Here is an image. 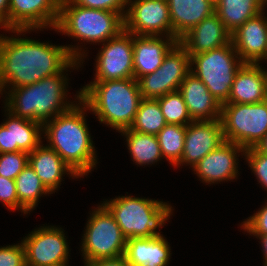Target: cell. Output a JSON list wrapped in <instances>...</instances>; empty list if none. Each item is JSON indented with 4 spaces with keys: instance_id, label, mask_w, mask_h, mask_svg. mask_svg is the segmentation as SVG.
<instances>
[{
    "instance_id": "7bdbcfd3",
    "label": "cell",
    "mask_w": 267,
    "mask_h": 266,
    "mask_svg": "<svg viewBox=\"0 0 267 266\" xmlns=\"http://www.w3.org/2000/svg\"><path fill=\"white\" fill-rule=\"evenodd\" d=\"M55 266H70V265H68V263H65V264H60V265H55Z\"/></svg>"
},
{
    "instance_id": "5bb4252c",
    "label": "cell",
    "mask_w": 267,
    "mask_h": 266,
    "mask_svg": "<svg viewBox=\"0 0 267 266\" xmlns=\"http://www.w3.org/2000/svg\"><path fill=\"white\" fill-rule=\"evenodd\" d=\"M62 0H9L8 30L55 29Z\"/></svg>"
},
{
    "instance_id": "9c48e42d",
    "label": "cell",
    "mask_w": 267,
    "mask_h": 266,
    "mask_svg": "<svg viewBox=\"0 0 267 266\" xmlns=\"http://www.w3.org/2000/svg\"><path fill=\"white\" fill-rule=\"evenodd\" d=\"M84 263L123 256L127 238L109 210L101 203L92 210L82 236Z\"/></svg>"
},
{
    "instance_id": "b9f144b4",
    "label": "cell",
    "mask_w": 267,
    "mask_h": 266,
    "mask_svg": "<svg viewBox=\"0 0 267 266\" xmlns=\"http://www.w3.org/2000/svg\"><path fill=\"white\" fill-rule=\"evenodd\" d=\"M263 73L265 76V87H266V97H267V70H265V68H263Z\"/></svg>"
},
{
    "instance_id": "8d00e7d4",
    "label": "cell",
    "mask_w": 267,
    "mask_h": 266,
    "mask_svg": "<svg viewBox=\"0 0 267 266\" xmlns=\"http://www.w3.org/2000/svg\"><path fill=\"white\" fill-rule=\"evenodd\" d=\"M0 202L12 211L19 210L15 180L0 176Z\"/></svg>"
},
{
    "instance_id": "ee69618b",
    "label": "cell",
    "mask_w": 267,
    "mask_h": 266,
    "mask_svg": "<svg viewBox=\"0 0 267 266\" xmlns=\"http://www.w3.org/2000/svg\"><path fill=\"white\" fill-rule=\"evenodd\" d=\"M267 60V48H266V51H265V61Z\"/></svg>"
},
{
    "instance_id": "4fadbf2b",
    "label": "cell",
    "mask_w": 267,
    "mask_h": 266,
    "mask_svg": "<svg viewBox=\"0 0 267 266\" xmlns=\"http://www.w3.org/2000/svg\"><path fill=\"white\" fill-rule=\"evenodd\" d=\"M96 56L94 81L134 78L133 34L123 30L102 43Z\"/></svg>"
},
{
    "instance_id": "f546056e",
    "label": "cell",
    "mask_w": 267,
    "mask_h": 266,
    "mask_svg": "<svg viewBox=\"0 0 267 266\" xmlns=\"http://www.w3.org/2000/svg\"><path fill=\"white\" fill-rule=\"evenodd\" d=\"M186 126L166 124L156 135L163 158L175 166L182 157L184 148Z\"/></svg>"
},
{
    "instance_id": "4316f807",
    "label": "cell",
    "mask_w": 267,
    "mask_h": 266,
    "mask_svg": "<svg viewBox=\"0 0 267 266\" xmlns=\"http://www.w3.org/2000/svg\"><path fill=\"white\" fill-rule=\"evenodd\" d=\"M119 133L126 137L132 161L137 165H154L163 159L157 136L135 132L129 128L121 130Z\"/></svg>"
},
{
    "instance_id": "ac0fdd59",
    "label": "cell",
    "mask_w": 267,
    "mask_h": 266,
    "mask_svg": "<svg viewBox=\"0 0 267 266\" xmlns=\"http://www.w3.org/2000/svg\"><path fill=\"white\" fill-rule=\"evenodd\" d=\"M6 121L0 124V153L24 151L31 153L43 141V125L18 118L5 109Z\"/></svg>"
},
{
    "instance_id": "8fae6325",
    "label": "cell",
    "mask_w": 267,
    "mask_h": 266,
    "mask_svg": "<svg viewBox=\"0 0 267 266\" xmlns=\"http://www.w3.org/2000/svg\"><path fill=\"white\" fill-rule=\"evenodd\" d=\"M124 30L137 36L173 37L168 1L128 0Z\"/></svg>"
},
{
    "instance_id": "3957f363",
    "label": "cell",
    "mask_w": 267,
    "mask_h": 266,
    "mask_svg": "<svg viewBox=\"0 0 267 266\" xmlns=\"http://www.w3.org/2000/svg\"><path fill=\"white\" fill-rule=\"evenodd\" d=\"M88 110L80 100L69 111L43 125V134L49 143L47 145L55 150L80 178L87 176L98 163L85 119Z\"/></svg>"
},
{
    "instance_id": "d4e9b609",
    "label": "cell",
    "mask_w": 267,
    "mask_h": 266,
    "mask_svg": "<svg viewBox=\"0 0 267 266\" xmlns=\"http://www.w3.org/2000/svg\"><path fill=\"white\" fill-rule=\"evenodd\" d=\"M266 99L263 67L260 64L244 63L236 73L225 103L252 104Z\"/></svg>"
},
{
    "instance_id": "4dcf8cb0",
    "label": "cell",
    "mask_w": 267,
    "mask_h": 266,
    "mask_svg": "<svg viewBox=\"0 0 267 266\" xmlns=\"http://www.w3.org/2000/svg\"><path fill=\"white\" fill-rule=\"evenodd\" d=\"M156 100L159 102L167 124L187 126L193 121L179 91L167 93Z\"/></svg>"
},
{
    "instance_id": "9a60e30c",
    "label": "cell",
    "mask_w": 267,
    "mask_h": 266,
    "mask_svg": "<svg viewBox=\"0 0 267 266\" xmlns=\"http://www.w3.org/2000/svg\"><path fill=\"white\" fill-rule=\"evenodd\" d=\"M224 142L220 119L192 121L186 126L181 160L174 167L187 164L193 168L204 156Z\"/></svg>"
},
{
    "instance_id": "74e56055",
    "label": "cell",
    "mask_w": 267,
    "mask_h": 266,
    "mask_svg": "<svg viewBox=\"0 0 267 266\" xmlns=\"http://www.w3.org/2000/svg\"><path fill=\"white\" fill-rule=\"evenodd\" d=\"M84 266H130L123 256L108 259H99L84 263Z\"/></svg>"
},
{
    "instance_id": "1f68e13d",
    "label": "cell",
    "mask_w": 267,
    "mask_h": 266,
    "mask_svg": "<svg viewBox=\"0 0 267 266\" xmlns=\"http://www.w3.org/2000/svg\"><path fill=\"white\" fill-rule=\"evenodd\" d=\"M29 163V153L24 151L0 153V176L13 179Z\"/></svg>"
},
{
    "instance_id": "e575fe53",
    "label": "cell",
    "mask_w": 267,
    "mask_h": 266,
    "mask_svg": "<svg viewBox=\"0 0 267 266\" xmlns=\"http://www.w3.org/2000/svg\"><path fill=\"white\" fill-rule=\"evenodd\" d=\"M248 218L241 224L244 231L250 235H267V202Z\"/></svg>"
},
{
    "instance_id": "52a82bcc",
    "label": "cell",
    "mask_w": 267,
    "mask_h": 266,
    "mask_svg": "<svg viewBox=\"0 0 267 266\" xmlns=\"http://www.w3.org/2000/svg\"><path fill=\"white\" fill-rule=\"evenodd\" d=\"M243 64L231 41L221 48L192 55L190 72L222 105L228 100L236 73Z\"/></svg>"
},
{
    "instance_id": "2e32d148",
    "label": "cell",
    "mask_w": 267,
    "mask_h": 266,
    "mask_svg": "<svg viewBox=\"0 0 267 266\" xmlns=\"http://www.w3.org/2000/svg\"><path fill=\"white\" fill-rule=\"evenodd\" d=\"M240 152L241 156L245 154V149L239 144L225 141L204 156L192 169L197 177L207 184L234 180L239 174V160L236 157Z\"/></svg>"
},
{
    "instance_id": "ffe728a7",
    "label": "cell",
    "mask_w": 267,
    "mask_h": 266,
    "mask_svg": "<svg viewBox=\"0 0 267 266\" xmlns=\"http://www.w3.org/2000/svg\"><path fill=\"white\" fill-rule=\"evenodd\" d=\"M177 43V40L168 36L133 35L134 78L138 80L159 68L167 53Z\"/></svg>"
},
{
    "instance_id": "ab89813d",
    "label": "cell",
    "mask_w": 267,
    "mask_h": 266,
    "mask_svg": "<svg viewBox=\"0 0 267 266\" xmlns=\"http://www.w3.org/2000/svg\"><path fill=\"white\" fill-rule=\"evenodd\" d=\"M256 236V238L260 239L261 247H262V252H263V265L267 266V235H253Z\"/></svg>"
},
{
    "instance_id": "f35d334b",
    "label": "cell",
    "mask_w": 267,
    "mask_h": 266,
    "mask_svg": "<svg viewBox=\"0 0 267 266\" xmlns=\"http://www.w3.org/2000/svg\"><path fill=\"white\" fill-rule=\"evenodd\" d=\"M9 0H0V27L8 30Z\"/></svg>"
},
{
    "instance_id": "7402d4cb",
    "label": "cell",
    "mask_w": 267,
    "mask_h": 266,
    "mask_svg": "<svg viewBox=\"0 0 267 266\" xmlns=\"http://www.w3.org/2000/svg\"><path fill=\"white\" fill-rule=\"evenodd\" d=\"M43 145L41 143L29 153V164L51 193H55L60 187L64 174L80 178L55 150Z\"/></svg>"
},
{
    "instance_id": "e0dca14e",
    "label": "cell",
    "mask_w": 267,
    "mask_h": 266,
    "mask_svg": "<svg viewBox=\"0 0 267 266\" xmlns=\"http://www.w3.org/2000/svg\"><path fill=\"white\" fill-rule=\"evenodd\" d=\"M260 12L231 34V41L243 63L260 64L267 48V17Z\"/></svg>"
},
{
    "instance_id": "d6a6232c",
    "label": "cell",
    "mask_w": 267,
    "mask_h": 266,
    "mask_svg": "<svg viewBox=\"0 0 267 266\" xmlns=\"http://www.w3.org/2000/svg\"><path fill=\"white\" fill-rule=\"evenodd\" d=\"M244 157L254 175L257 182L267 190V154L258 151L255 147L245 150Z\"/></svg>"
},
{
    "instance_id": "44dd1931",
    "label": "cell",
    "mask_w": 267,
    "mask_h": 266,
    "mask_svg": "<svg viewBox=\"0 0 267 266\" xmlns=\"http://www.w3.org/2000/svg\"><path fill=\"white\" fill-rule=\"evenodd\" d=\"M178 91L181 93L193 121L220 119L221 103L192 72L185 77Z\"/></svg>"
},
{
    "instance_id": "cb8c5ba5",
    "label": "cell",
    "mask_w": 267,
    "mask_h": 266,
    "mask_svg": "<svg viewBox=\"0 0 267 266\" xmlns=\"http://www.w3.org/2000/svg\"><path fill=\"white\" fill-rule=\"evenodd\" d=\"M173 38L177 41L215 12V0H168Z\"/></svg>"
},
{
    "instance_id": "8992f818",
    "label": "cell",
    "mask_w": 267,
    "mask_h": 266,
    "mask_svg": "<svg viewBox=\"0 0 267 266\" xmlns=\"http://www.w3.org/2000/svg\"><path fill=\"white\" fill-rule=\"evenodd\" d=\"M127 238L163 236L158 228L173 215L172 206L160 200L118 196L102 203Z\"/></svg>"
},
{
    "instance_id": "484cf974",
    "label": "cell",
    "mask_w": 267,
    "mask_h": 266,
    "mask_svg": "<svg viewBox=\"0 0 267 266\" xmlns=\"http://www.w3.org/2000/svg\"><path fill=\"white\" fill-rule=\"evenodd\" d=\"M266 0H215V13L232 34L248 19L265 10Z\"/></svg>"
},
{
    "instance_id": "30bf717a",
    "label": "cell",
    "mask_w": 267,
    "mask_h": 266,
    "mask_svg": "<svg viewBox=\"0 0 267 266\" xmlns=\"http://www.w3.org/2000/svg\"><path fill=\"white\" fill-rule=\"evenodd\" d=\"M190 67L189 54L177 43L167 53L159 68L137 80L142 98L156 100L167 93L178 91L180 84L190 73Z\"/></svg>"
},
{
    "instance_id": "60d3db41",
    "label": "cell",
    "mask_w": 267,
    "mask_h": 266,
    "mask_svg": "<svg viewBox=\"0 0 267 266\" xmlns=\"http://www.w3.org/2000/svg\"><path fill=\"white\" fill-rule=\"evenodd\" d=\"M258 151L267 154V133L255 147Z\"/></svg>"
},
{
    "instance_id": "6da1fadb",
    "label": "cell",
    "mask_w": 267,
    "mask_h": 266,
    "mask_svg": "<svg viewBox=\"0 0 267 266\" xmlns=\"http://www.w3.org/2000/svg\"><path fill=\"white\" fill-rule=\"evenodd\" d=\"M5 31L19 35H0V95L10 87L28 86L45 77L62 73L74 60L85 62L83 59L88 54L79 46H56L20 37L29 30Z\"/></svg>"
},
{
    "instance_id": "d590c367",
    "label": "cell",
    "mask_w": 267,
    "mask_h": 266,
    "mask_svg": "<svg viewBox=\"0 0 267 266\" xmlns=\"http://www.w3.org/2000/svg\"><path fill=\"white\" fill-rule=\"evenodd\" d=\"M75 5L91 9L118 12L125 16L128 0H71Z\"/></svg>"
},
{
    "instance_id": "f1b7e54d",
    "label": "cell",
    "mask_w": 267,
    "mask_h": 266,
    "mask_svg": "<svg viewBox=\"0 0 267 266\" xmlns=\"http://www.w3.org/2000/svg\"><path fill=\"white\" fill-rule=\"evenodd\" d=\"M166 124L159 102L154 99H142L129 129L156 136Z\"/></svg>"
},
{
    "instance_id": "ba28073f",
    "label": "cell",
    "mask_w": 267,
    "mask_h": 266,
    "mask_svg": "<svg viewBox=\"0 0 267 266\" xmlns=\"http://www.w3.org/2000/svg\"><path fill=\"white\" fill-rule=\"evenodd\" d=\"M220 121L225 141L249 149L267 133V99L252 104L223 103Z\"/></svg>"
},
{
    "instance_id": "7c38bea8",
    "label": "cell",
    "mask_w": 267,
    "mask_h": 266,
    "mask_svg": "<svg viewBox=\"0 0 267 266\" xmlns=\"http://www.w3.org/2000/svg\"><path fill=\"white\" fill-rule=\"evenodd\" d=\"M21 241L25 247L26 266H55L69 261L68 240L62 228L43 225Z\"/></svg>"
},
{
    "instance_id": "836d02e7",
    "label": "cell",
    "mask_w": 267,
    "mask_h": 266,
    "mask_svg": "<svg viewBox=\"0 0 267 266\" xmlns=\"http://www.w3.org/2000/svg\"><path fill=\"white\" fill-rule=\"evenodd\" d=\"M0 266H26L23 242L0 247Z\"/></svg>"
},
{
    "instance_id": "83f0119b",
    "label": "cell",
    "mask_w": 267,
    "mask_h": 266,
    "mask_svg": "<svg viewBox=\"0 0 267 266\" xmlns=\"http://www.w3.org/2000/svg\"><path fill=\"white\" fill-rule=\"evenodd\" d=\"M16 192L19 201V210L30 213L39 202L42 195L52 194L41 182L39 176L28 163L27 166L15 178Z\"/></svg>"
},
{
    "instance_id": "603a6c76",
    "label": "cell",
    "mask_w": 267,
    "mask_h": 266,
    "mask_svg": "<svg viewBox=\"0 0 267 266\" xmlns=\"http://www.w3.org/2000/svg\"><path fill=\"white\" fill-rule=\"evenodd\" d=\"M124 257L130 266H167L171 248L163 236L129 238Z\"/></svg>"
},
{
    "instance_id": "d6986e66",
    "label": "cell",
    "mask_w": 267,
    "mask_h": 266,
    "mask_svg": "<svg viewBox=\"0 0 267 266\" xmlns=\"http://www.w3.org/2000/svg\"><path fill=\"white\" fill-rule=\"evenodd\" d=\"M231 42V33L214 12L182 36L178 43L192 55L221 48Z\"/></svg>"
},
{
    "instance_id": "277c9868",
    "label": "cell",
    "mask_w": 267,
    "mask_h": 266,
    "mask_svg": "<svg viewBox=\"0 0 267 266\" xmlns=\"http://www.w3.org/2000/svg\"><path fill=\"white\" fill-rule=\"evenodd\" d=\"M81 90V101L99 123L120 132L130 128L143 99L135 78L92 81Z\"/></svg>"
},
{
    "instance_id": "7a4b0ae2",
    "label": "cell",
    "mask_w": 267,
    "mask_h": 266,
    "mask_svg": "<svg viewBox=\"0 0 267 266\" xmlns=\"http://www.w3.org/2000/svg\"><path fill=\"white\" fill-rule=\"evenodd\" d=\"M83 62L74 60L65 72L51 75L28 86L10 88L5 93V108L15 117L44 125L48 120L69 111L81 100V90L75 96L78 101L67 99L68 78L64 74L69 69H78Z\"/></svg>"
},
{
    "instance_id": "5b68a950",
    "label": "cell",
    "mask_w": 267,
    "mask_h": 266,
    "mask_svg": "<svg viewBox=\"0 0 267 266\" xmlns=\"http://www.w3.org/2000/svg\"><path fill=\"white\" fill-rule=\"evenodd\" d=\"M55 31L77 41L105 43L124 30V17L118 12L91 9L62 0Z\"/></svg>"
}]
</instances>
